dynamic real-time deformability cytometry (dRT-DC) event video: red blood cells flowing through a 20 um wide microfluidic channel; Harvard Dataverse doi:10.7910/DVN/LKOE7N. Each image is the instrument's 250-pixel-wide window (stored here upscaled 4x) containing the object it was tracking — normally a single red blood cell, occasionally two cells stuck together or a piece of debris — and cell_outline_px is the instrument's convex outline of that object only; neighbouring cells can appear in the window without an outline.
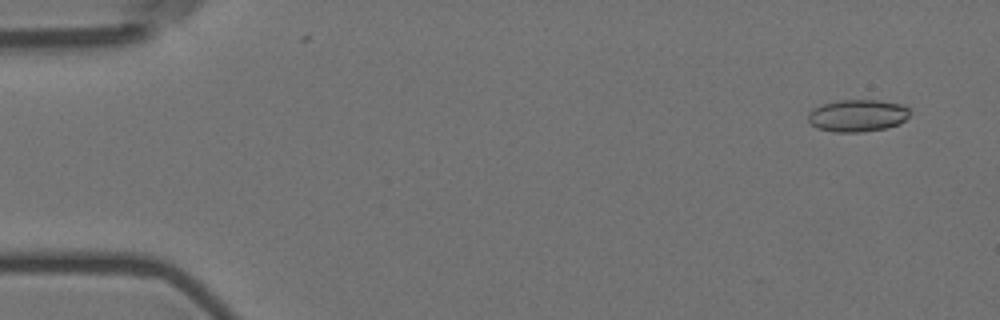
{"species": "Egyptian fruit bat (a non-hibernating species)", "species_latin": "Rousettus aegyptiacus", "temperature_condition": "room temperature", "stored_images_in_passage": 13, "camera_frame_rate_fps": 3000, "um_per_image_px": 0.085, "animal": {"sex": "female"}, "frame": {"image": 1, "passage_image": 4, "time_ms": 1.0, "image_size_px": [1000, 320], "cell_outline_px": [[912, 112], [900, 124], [888, 128], [860, 132], [832, 132], [816, 128], [808, 120], [808, 112], [812, 108], [836, 100], [880, 100], [904, 104], [912, 108]], "centroid_in_image_um": [72.93, 9.82], "position_along_channel_um": 12.1, "area_um2": 19.54}}